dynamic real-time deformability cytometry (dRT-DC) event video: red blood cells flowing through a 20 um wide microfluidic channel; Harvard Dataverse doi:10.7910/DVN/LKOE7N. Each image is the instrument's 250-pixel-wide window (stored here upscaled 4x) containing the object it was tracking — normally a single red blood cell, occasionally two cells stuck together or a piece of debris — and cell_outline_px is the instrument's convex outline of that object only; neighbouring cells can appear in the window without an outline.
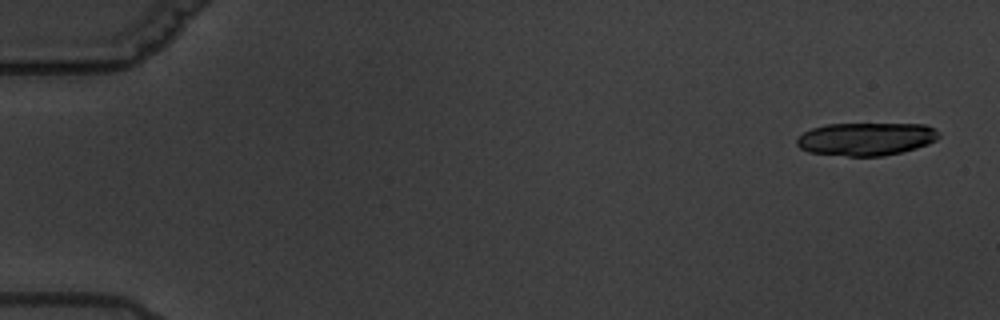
{"species": "common noctule bat (a hibernating species)", "species_latin": "Nyctalus noctula", "temperature_condition": "warm", "stored_images_in_passage": 6, "camera_frame_rate_fps": 3000, "um_per_image_px": 0.085, "animal": {"sex": "male", "body_mass_g": 19.5, "forearm_length_mm": 54.6}, "frame": {"image": 1, "passage_image": 1, "time_ms": 0.0, "image_size_px": [1000, 320], "cell_outline_px": [[940, 136], [936, 140], [928, 144], [916, 148], [884, 156], [848, 156], [808, 152], [800, 148], [796, 144], [796, 136], [812, 128], [828, 124], [924, 124], [940, 132]], "centroid_in_image_um": [73.6, 11.81], "position_along_channel_um": 11.4, "area_um2": 27.34}}